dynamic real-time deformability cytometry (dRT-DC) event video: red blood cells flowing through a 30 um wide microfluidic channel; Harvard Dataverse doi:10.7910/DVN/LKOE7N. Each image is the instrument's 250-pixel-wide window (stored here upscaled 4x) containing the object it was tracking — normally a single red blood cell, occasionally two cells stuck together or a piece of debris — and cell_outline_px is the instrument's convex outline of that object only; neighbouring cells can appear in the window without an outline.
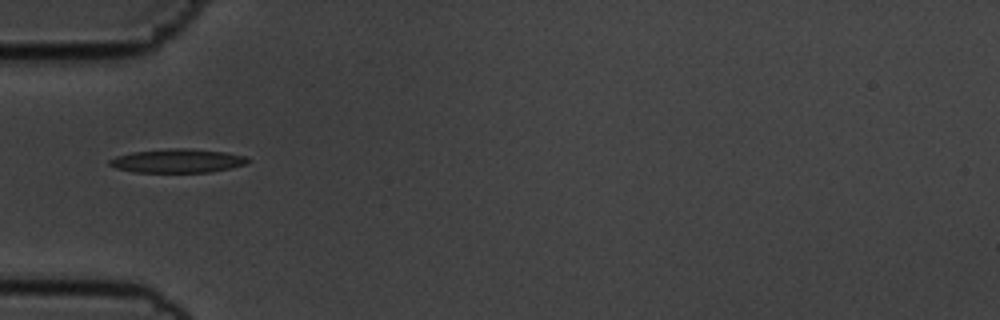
{"species": "common noctule bat (a hibernating species)", "species_latin": "Nyctalus noctula", "temperature_condition": "cold", "stored_images_in_passage": 38, "camera_frame_rate_fps": 3000, "um_per_image_px": 0.085, "animal": {"sex": "male", "body_mass_g": 19.5, "forearm_length_mm": 54.6}, "frame": {"image": 1, "passage_image": 1, "time_ms": 0.0, "image_size_px": [1000, 320], "cell_outline_px": [[252, 160], [244, 164], [232, 168], [212, 172], [132, 172], [116, 168], [108, 164], [108, 160], [116, 156], [132, 152], [172, 148], [188, 148], [224, 152], [248, 156]], "centroid_in_image_um": [15.11, 13.67], "position_along_channel_um": 69.9, "area_um2": 19.31}}
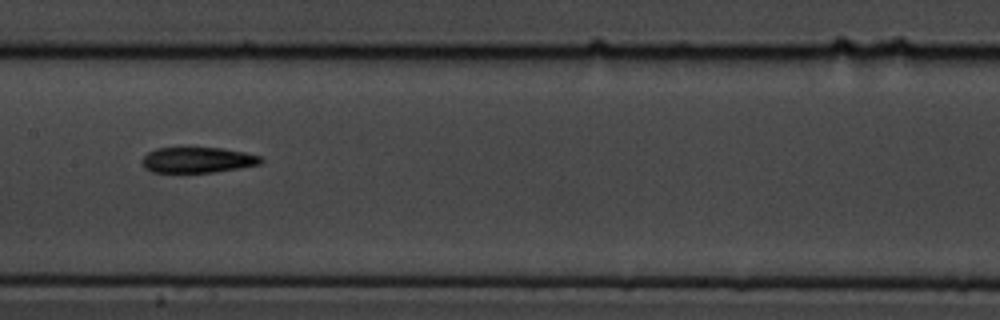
{"frame": {"image": 2, "passage_image": 11, "time_ms": 3.333, "image_size_px": [1000, 320], "cell_outline_px": [[264, 160], [260, 164], [240, 168], [216, 172], [152, 172], [144, 168], [144, 156], [148, 152], [156, 148], [224, 148], [244, 152], [260, 156]], "centroid_in_image_um": [16.83, 13.6], "position_along_channel_um": 190.6, "area_um2": 17.63}}
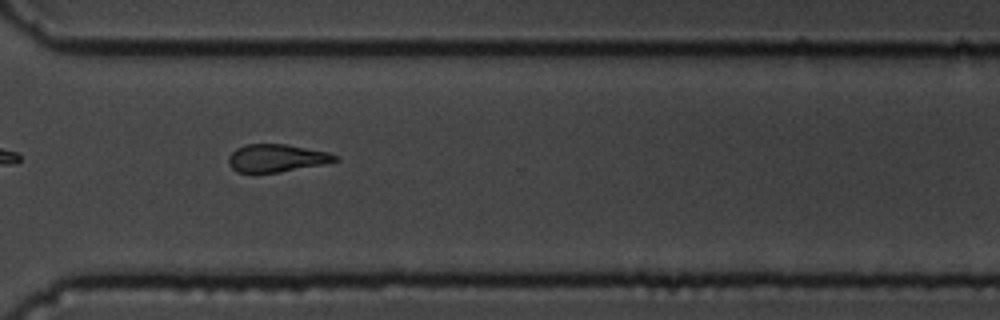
{"frame": {"image": 3, "passage_image": 24, "time_ms": 7.667, "image_size_px": [1000, 320], "cell_outline_px": [[340, 160], [280, 172], [236, 172], [228, 164], [228, 156], [236, 148], [244, 144], [288, 144], [328, 152], [340, 156]], "centroid_in_image_um": [23.49, 13.42], "position_along_channel_um": 347.1, "area_um2": 17.22}, "authors_computed_cell_mechanics": {"area_um2": 17.8024, "velocity_mm_per_s": 3.6267, "shape_relaxation_time_tau1_ms": 2.8425, "shape_relaxation_time_tau2_ms": 8.3436, "deformation_change_tau1": 0.1578, "deformation_change_tau2": 0.2035}}